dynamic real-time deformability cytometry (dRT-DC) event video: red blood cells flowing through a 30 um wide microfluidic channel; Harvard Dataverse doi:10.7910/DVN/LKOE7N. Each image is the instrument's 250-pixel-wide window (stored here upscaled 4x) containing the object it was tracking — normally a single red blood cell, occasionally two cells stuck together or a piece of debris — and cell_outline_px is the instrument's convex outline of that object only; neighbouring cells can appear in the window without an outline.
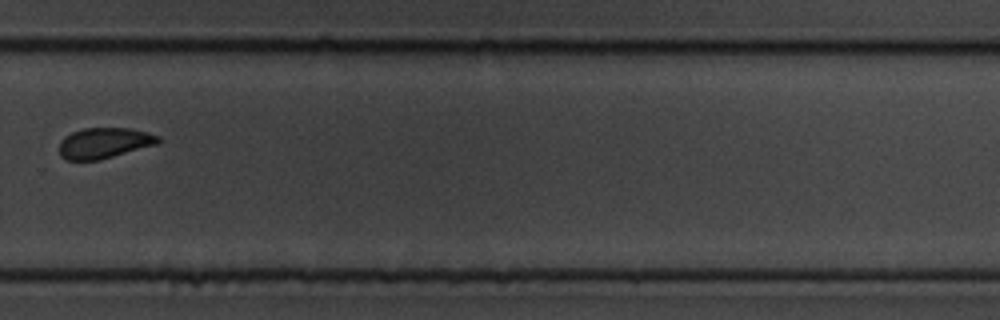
{"species": "common noctule bat (a hibernating species)", "species_latin": "Nyctalus noctula", "temperature_condition": "cold", "stored_images_in_passage": 12, "camera_frame_rate_fps": 3000, "um_per_image_px": 0.085, "animal": {"sex": "male", "body_mass_g": 19.5, "forearm_length_mm": 54.6}, "frame": {"image": 1, "passage_image": 12, "time_ms": 13.333, "image_size_px": [1000, 320], "cell_outline_px": [[160, 140], [156, 144], [100, 160], [68, 160], [60, 156], [60, 140], [64, 136], [72, 132], [84, 128], [132, 128], [148, 132], [160, 136]], "centroid_in_image_um": [8.85, 12.15], "position_along_channel_um": 321.0, "area_um2": 17.69}}